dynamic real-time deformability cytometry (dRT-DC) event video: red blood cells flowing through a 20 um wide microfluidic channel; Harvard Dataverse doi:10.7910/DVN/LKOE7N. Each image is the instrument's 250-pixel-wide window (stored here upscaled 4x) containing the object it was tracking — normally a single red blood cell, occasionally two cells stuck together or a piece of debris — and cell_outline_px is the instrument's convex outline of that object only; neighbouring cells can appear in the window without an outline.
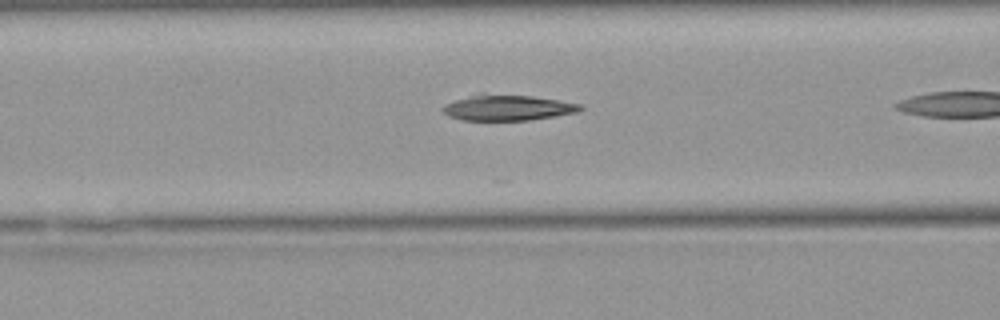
{"species": "Egyptian fruit bat (a non-hibernating species)", "species_latin": "Rousettus aegyptiacus", "temperature_condition": "warm", "stored_images_in_passage": 13, "camera_frame_rate_fps": 3000, "um_per_image_px": 0.085, "animal": {"sex": "female"}, "frame": {"image": 1, "passage_image": 8, "time_ms": 2.333, "image_size_px": [1000, 320], "cell_outline_px": [[584, 108], [580, 112], [556, 116], [528, 120], [460, 120], [448, 116], [440, 108], [444, 104], [480, 92], [532, 96], [580, 104]], "centroid_in_image_um": [43.11, 9.14], "position_along_channel_um": 123.5, "area_um2": 20.87}}